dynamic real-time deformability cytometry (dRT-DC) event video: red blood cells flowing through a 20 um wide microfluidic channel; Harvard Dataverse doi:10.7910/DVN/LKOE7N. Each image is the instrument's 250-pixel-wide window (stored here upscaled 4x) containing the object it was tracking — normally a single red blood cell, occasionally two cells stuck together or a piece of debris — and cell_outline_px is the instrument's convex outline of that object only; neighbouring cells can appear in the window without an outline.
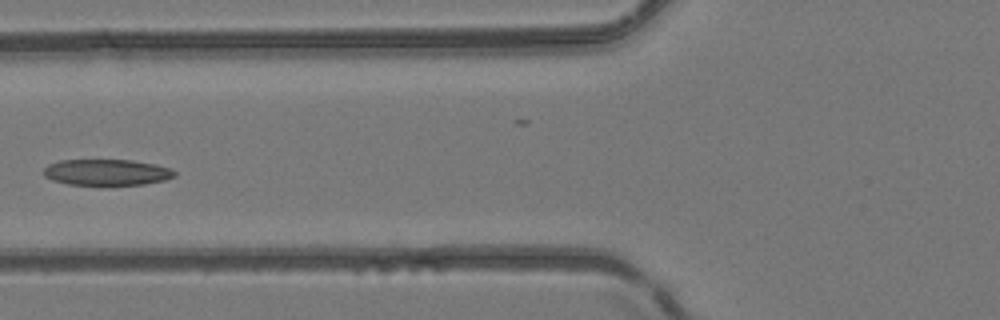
{"species": "common noctule bat (a hibernating species)", "species_latin": "Nyctalus noctula", "temperature_condition": "room temperature", "stored_images_in_passage": 4, "camera_frame_rate_fps": 3000, "um_per_image_px": 0.085, "animal": {"sex": "female", "body_mass_g": 24.6, "forearm_length_mm": 56.2}, "frame": {"image": 1, "passage_image": 4, "time_ms": 3.333, "image_size_px": [1000, 320], "cell_outline_px": [[176, 176], [164, 180], [144, 184], [68, 184], [52, 180], [44, 176], [40, 172], [48, 164], [60, 160], [132, 160], [156, 164], [172, 168], [176, 172]], "centroid_in_image_um": [9.06, 14.63], "position_along_channel_um": 116.7, "area_um2": 19.94}}